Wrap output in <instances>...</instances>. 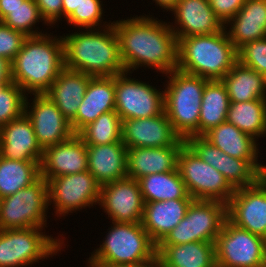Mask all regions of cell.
Returning a JSON list of instances; mask_svg holds the SVG:
<instances>
[{
	"label": "cell",
	"mask_w": 266,
	"mask_h": 267,
	"mask_svg": "<svg viewBox=\"0 0 266 267\" xmlns=\"http://www.w3.org/2000/svg\"><path fill=\"white\" fill-rule=\"evenodd\" d=\"M169 23L146 15L113 21L125 71L145 66L167 76L177 69L178 40Z\"/></svg>",
	"instance_id": "cell-1"
},
{
	"label": "cell",
	"mask_w": 266,
	"mask_h": 267,
	"mask_svg": "<svg viewBox=\"0 0 266 267\" xmlns=\"http://www.w3.org/2000/svg\"><path fill=\"white\" fill-rule=\"evenodd\" d=\"M61 37L64 67L92 77L115 76L125 71L113 22L104 29L79 30Z\"/></svg>",
	"instance_id": "cell-2"
},
{
	"label": "cell",
	"mask_w": 266,
	"mask_h": 267,
	"mask_svg": "<svg viewBox=\"0 0 266 267\" xmlns=\"http://www.w3.org/2000/svg\"><path fill=\"white\" fill-rule=\"evenodd\" d=\"M41 34L26 37L11 62L12 81L27 94H45L64 68L61 36ZM28 92V93H27Z\"/></svg>",
	"instance_id": "cell-3"
},
{
	"label": "cell",
	"mask_w": 266,
	"mask_h": 267,
	"mask_svg": "<svg viewBox=\"0 0 266 267\" xmlns=\"http://www.w3.org/2000/svg\"><path fill=\"white\" fill-rule=\"evenodd\" d=\"M238 62L226 29L178 39L177 69L209 80H221Z\"/></svg>",
	"instance_id": "cell-4"
},
{
	"label": "cell",
	"mask_w": 266,
	"mask_h": 267,
	"mask_svg": "<svg viewBox=\"0 0 266 267\" xmlns=\"http://www.w3.org/2000/svg\"><path fill=\"white\" fill-rule=\"evenodd\" d=\"M167 75L169 80L164 89V112L182 139L198 136L202 96L209 79L178 69Z\"/></svg>",
	"instance_id": "cell-5"
},
{
	"label": "cell",
	"mask_w": 266,
	"mask_h": 267,
	"mask_svg": "<svg viewBox=\"0 0 266 267\" xmlns=\"http://www.w3.org/2000/svg\"><path fill=\"white\" fill-rule=\"evenodd\" d=\"M105 240L91 253L87 263L141 264L157 258V245L142 223L112 221Z\"/></svg>",
	"instance_id": "cell-6"
},
{
	"label": "cell",
	"mask_w": 266,
	"mask_h": 267,
	"mask_svg": "<svg viewBox=\"0 0 266 267\" xmlns=\"http://www.w3.org/2000/svg\"><path fill=\"white\" fill-rule=\"evenodd\" d=\"M42 230L36 227L0 230V267L31 266L61 251L64 238H53Z\"/></svg>",
	"instance_id": "cell-7"
},
{
	"label": "cell",
	"mask_w": 266,
	"mask_h": 267,
	"mask_svg": "<svg viewBox=\"0 0 266 267\" xmlns=\"http://www.w3.org/2000/svg\"><path fill=\"white\" fill-rule=\"evenodd\" d=\"M227 204L217 200L193 199L185 217L159 244L215 243L224 221Z\"/></svg>",
	"instance_id": "cell-8"
},
{
	"label": "cell",
	"mask_w": 266,
	"mask_h": 267,
	"mask_svg": "<svg viewBox=\"0 0 266 267\" xmlns=\"http://www.w3.org/2000/svg\"><path fill=\"white\" fill-rule=\"evenodd\" d=\"M47 210L48 182L40 176L26 188L0 199V230L29 227L45 229Z\"/></svg>",
	"instance_id": "cell-9"
},
{
	"label": "cell",
	"mask_w": 266,
	"mask_h": 267,
	"mask_svg": "<svg viewBox=\"0 0 266 267\" xmlns=\"http://www.w3.org/2000/svg\"><path fill=\"white\" fill-rule=\"evenodd\" d=\"M177 169L193 199L217 200L227 204L235 193L226 178L187 144L179 152Z\"/></svg>",
	"instance_id": "cell-10"
},
{
	"label": "cell",
	"mask_w": 266,
	"mask_h": 267,
	"mask_svg": "<svg viewBox=\"0 0 266 267\" xmlns=\"http://www.w3.org/2000/svg\"><path fill=\"white\" fill-rule=\"evenodd\" d=\"M215 264L221 267H266V239L226 219L215 241Z\"/></svg>",
	"instance_id": "cell-11"
},
{
	"label": "cell",
	"mask_w": 266,
	"mask_h": 267,
	"mask_svg": "<svg viewBox=\"0 0 266 267\" xmlns=\"http://www.w3.org/2000/svg\"><path fill=\"white\" fill-rule=\"evenodd\" d=\"M115 75V112L121 120L155 117L164 111V91L127 75Z\"/></svg>",
	"instance_id": "cell-12"
},
{
	"label": "cell",
	"mask_w": 266,
	"mask_h": 267,
	"mask_svg": "<svg viewBox=\"0 0 266 267\" xmlns=\"http://www.w3.org/2000/svg\"><path fill=\"white\" fill-rule=\"evenodd\" d=\"M47 182L48 206L54 205L58 217L100 202L101 185L88 170L55 177Z\"/></svg>",
	"instance_id": "cell-13"
},
{
	"label": "cell",
	"mask_w": 266,
	"mask_h": 267,
	"mask_svg": "<svg viewBox=\"0 0 266 267\" xmlns=\"http://www.w3.org/2000/svg\"><path fill=\"white\" fill-rule=\"evenodd\" d=\"M227 219L266 239V176L255 185L235 190L227 203Z\"/></svg>",
	"instance_id": "cell-14"
},
{
	"label": "cell",
	"mask_w": 266,
	"mask_h": 267,
	"mask_svg": "<svg viewBox=\"0 0 266 267\" xmlns=\"http://www.w3.org/2000/svg\"><path fill=\"white\" fill-rule=\"evenodd\" d=\"M98 205L113 222L140 223L145 202L139 182L127 176L101 185Z\"/></svg>",
	"instance_id": "cell-15"
},
{
	"label": "cell",
	"mask_w": 266,
	"mask_h": 267,
	"mask_svg": "<svg viewBox=\"0 0 266 267\" xmlns=\"http://www.w3.org/2000/svg\"><path fill=\"white\" fill-rule=\"evenodd\" d=\"M28 101L26 97L24 113L31 120L37 141L43 150L66 141L75 134L70 122L46 94H34L32 103Z\"/></svg>",
	"instance_id": "cell-16"
},
{
	"label": "cell",
	"mask_w": 266,
	"mask_h": 267,
	"mask_svg": "<svg viewBox=\"0 0 266 267\" xmlns=\"http://www.w3.org/2000/svg\"><path fill=\"white\" fill-rule=\"evenodd\" d=\"M185 142L204 162L218 170L235 190L255 185L263 177L249 161L225 154L203 136H189Z\"/></svg>",
	"instance_id": "cell-17"
},
{
	"label": "cell",
	"mask_w": 266,
	"mask_h": 267,
	"mask_svg": "<svg viewBox=\"0 0 266 267\" xmlns=\"http://www.w3.org/2000/svg\"><path fill=\"white\" fill-rule=\"evenodd\" d=\"M121 131V141L126 148H159L186 144L185 139L174 131L164 111L155 117L125 119L122 121Z\"/></svg>",
	"instance_id": "cell-18"
},
{
	"label": "cell",
	"mask_w": 266,
	"mask_h": 267,
	"mask_svg": "<svg viewBox=\"0 0 266 267\" xmlns=\"http://www.w3.org/2000/svg\"><path fill=\"white\" fill-rule=\"evenodd\" d=\"M175 16V27L169 24L177 40L184 37L215 34L225 29L209 0H178L170 10ZM177 27V28H176Z\"/></svg>",
	"instance_id": "cell-19"
},
{
	"label": "cell",
	"mask_w": 266,
	"mask_h": 267,
	"mask_svg": "<svg viewBox=\"0 0 266 267\" xmlns=\"http://www.w3.org/2000/svg\"><path fill=\"white\" fill-rule=\"evenodd\" d=\"M87 145L78 134L68 140L49 146L43 150L40 176L47 181L62 175H70L88 170Z\"/></svg>",
	"instance_id": "cell-20"
},
{
	"label": "cell",
	"mask_w": 266,
	"mask_h": 267,
	"mask_svg": "<svg viewBox=\"0 0 266 267\" xmlns=\"http://www.w3.org/2000/svg\"><path fill=\"white\" fill-rule=\"evenodd\" d=\"M0 156L17 161L42 160L43 149L25 113L0 127Z\"/></svg>",
	"instance_id": "cell-21"
},
{
	"label": "cell",
	"mask_w": 266,
	"mask_h": 267,
	"mask_svg": "<svg viewBox=\"0 0 266 267\" xmlns=\"http://www.w3.org/2000/svg\"><path fill=\"white\" fill-rule=\"evenodd\" d=\"M110 111H115V76H91L76 117L70 122L72 130L78 134L101 114Z\"/></svg>",
	"instance_id": "cell-22"
},
{
	"label": "cell",
	"mask_w": 266,
	"mask_h": 267,
	"mask_svg": "<svg viewBox=\"0 0 266 267\" xmlns=\"http://www.w3.org/2000/svg\"><path fill=\"white\" fill-rule=\"evenodd\" d=\"M203 137L225 154L249 161L263 176H266V165L257 162L258 140L242 132L235 125L225 121L210 129Z\"/></svg>",
	"instance_id": "cell-23"
},
{
	"label": "cell",
	"mask_w": 266,
	"mask_h": 267,
	"mask_svg": "<svg viewBox=\"0 0 266 267\" xmlns=\"http://www.w3.org/2000/svg\"><path fill=\"white\" fill-rule=\"evenodd\" d=\"M88 171L100 185L127 177V148L122 141L87 145Z\"/></svg>",
	"instance_id": "cell-24"
},
{
	"label": "cell",
	"mask_w": 266,
	"mask_h": 267,
	"mask_svg": "<svg viewBox=\"0 0 266 267\" xmlns=\"http://www.w3.org/2000/svg\"><path fill=\"white\" fill-rule=\"evenodd\" d=\"M225 29L237 50L249 42L266 38V0H246L225 24Z\"/></svg>",
	"instance_id": "cell-25"
},
{
	"label": "cell",
	"mask_w": 266,
	"mask_h": 267,
	"mask_svg": "<svg viewBox=\"0 0 266 267\" xmlns=\"http://www.w3.org/2000/svg\"><path fill=\"white\" fill-rule=\"evenodd\" d=\"M182 147L127 148V176L138 181L147 175L177 170Z\"/></svg>",
	"instance_id": "cell-26"
},
{
	"label": "cell",
	"mask_w": 266,
	"mask_h": 267,
	"mask_svg": "<svg viewBox=\"0 0 266 267\" xmlns=\"http://www.w3.org/2000/svg\"><path fill=\"white\" fill-rule=\"evenodd\" d=\"M193 199H171L145 203L142 226L158 245L185 217Z\"/></svg>",
	"instance_id": "cell-27"
},
{
	"label": "cell",
	"mask_w": 266,
	"mask_h": 267,
	"mask_svg": "<svg viewBox=\"0 0 266 267\" xmlns=\"http://www.w3.org/2000/svg\"><path fill=\"white\" fill-rule=\"evenodd\" d=\"M90 77L86 73L64 67L45 93L69 122L76 117Z\"/></svg>",
	"instance_id": "cell-28"
},
{
	"label": "cell",
	"mask_w": 266,
	"mask_h": 267,
	"mask_svg": "<svg viewBox=\"0 0 266 267\" xmlns=\"http://www.w3.org/2000/svg\"><path fill=\"white\" fill-rule=\"evenodd\" d=\"M157 259L159 267H212L215 264V243L158 244Z\"/></svg>",
	"instance_id": "cell-29"
},
{
	"label": "cell",
	"mask_w": 266,
	"mask_h": 267,
	"mask_svg": "<svg viewBox=\"0 0 266 267\" xmlns=\"http://www.w3.org/2000/svg\"><path fill=\"white\" fill-rule=\"evenodd\" d=\"M230 102L266 99L265 76L237 62L221 79Z\"/></svg>",
	"instance_id": "cell-30"
},
{
	"label": "cell",
	"mask_w": 266,
	"mask_h": 267,
	"mask_svg": "<svg viewBox=\"0 0 266 267\" xmlns=\"http://www.w3.org/2000/svg\"><path fill=\"white\" fill-rule=\"evenodd\" d=\"M230 100L221 80H209L202 96L198 136L226 121Z\"/></svg>",
	"instance_id": "cell-31"
},
{
	"label": "cell",
	"mask_w": 266,
	"mask_h": 267,
	"mask_svg": "<svg viewBox=\"0 0 266 267\" xmlns=\"http://www.w3.org/2000/svg\"><path fill=\"white\" fill-rule=\"evenodd\" d=\"M145 203L171 199H193L177 170L147 175L138 180Z\"/></svg>",
	"instance_id": "cell-32"
},
{
	"label": "cell",
	"mask_w": 266,
	"mask_h": 267,
	"mask_svg": "<svg viewBox=\"0 0 266 267\" xmlns=\"http://www.w3.org/2000/svg\"><path fill=\"white\" fill-rule=\"evenodd\" d=\"M226 121L256 140L266 136V99L230 102Z\"/></svg>",
	"instance_id": "cell-33"
},
{
	"label": "cell",
	"mask_w": 266,
	"mask_h": 267,
	"mask_svg": "<svg viewBox=\"0 0 266 267\" xmlns=\"http://www.w3.org/2000/svg\"><path fill=\"white\" fill-rule=\"evenodd\" d=\"M41 161H17L0 156V199L15 194L40 177Z\"/></svg>",
	"instance_id": "cell-34"
},
{
	"label": "cell",
	"mask_w": 266,
	"mask_h": 267,
	"mask_svg": "<svg viewBox=\"0 0 266 267\" xmlns=\"http://www.w3.org/2000/svg\"><path fill=\"white\" fill-rule=\"evenodd\" d=\"M122 120L115 111L101 114L78 135L86 145H107L121 141Z\"/></svg>",
	"instance_id": "cell-35"
},
{
	"label": "cell",
	"mask_w": 266,
	"mask_h": 267,
	"mask_svg": "<svg viewBox=\"0 0 266 267\" xmlns=\"http://www.w3.org/2000/svg\"><path fill=\"white\" fill-rule=\"evenodd\" d=\"M39 20L44 21L35 0H24L19 6L10 10V13L1 22L29 37L43 34L42 31L39 32L32 28L37 22H40Z\"/></svg>",
	"instance_id": "cell-36"
},
{
	"label": "cell",
	"mask_w": 266,
	"mask_h": 267,
	"mask_svg": "<svg viewBox=\"0 0 266 267\" xmlns=\"http://www.w3.org/2000/svg\"><path fill=\"white\" fill-rule=\"evenodd\" d=\"M26 95L14 81L0 86V127L24 114Z\"/></svg>",
	"instance_id": "cell-37"
},
{
	"label": "cell",
	"mask_w": 266,
	"mask_h": 267,
	"mask_svg": "<svg viewBox=\"0 0 266 267\" xmlns=\"http://www.w3.org/2000/svg\"><path fill=\"white\" fill-rule=\"evenodd\" d=\"M102 2L101 0H79L78 7L67 18V23L81 29L104 28L111 25L109 22L106 24V21H104V24H101L104 12Z\"/></svg>",
	"instance_id": "cell-38"
},
{
	"label": "cell",
	"mask_w": 266,
	"mask_h": 267,
	"mask_svg": "<svg viewBox=\"0 0 266 267\" xmlns=\"http://www.w3.org/2000/svg\"><path fill=\"white\" fill-rule=\"evenodd\" d=\"M238 62L266 76V38L249 42L237 50Z\"/></svg>",
	"instance_id": "cell-39"
},
{
	"label": "cell",
	"mask_w": 266,
	"mask_h": 267,
	"mask_svg": "<svg viewBox=\"0 0 266 267\" xmlns=\"http://www.w3.org/2000/svg\"><path fill=\"white\" fill-rule=\"evenodd\" d=\"M27 36L0 22V57L12 62Z\"/></svg>",
	"instance_id": "cell-40"
},
{
	"label": "cell",
	"mask_w": 266,
	"mask_h": 267,
	"mask_svg": "<svg viewBox=\"0 0 266 267\" xmlns=\"http://www.w3.org/2000/svg\"><path fill=\"white\" fill-rule=\"evenodd\" d=\"M246 0H209L216 16L225 25L242 8Z\"/></svg>",
	"instance_id": "cell-41"
},
{
	"label": "cell",
	"mask_w": 266,
	"mask_h": 267,
	"mask_svg": "<svg viewBox=\"0 0 266 267\" xmlns=\"http://www.w3.org/2000/svg\"><path fill=\"white\" fill-rule=\"evenodd\" d=\"M62 1L63 0H35L40 10V14L44 19L43 24L52 26L62 17Z\"/></svg>",
	"instance_id": "cell-42"
},
{
	"label": "cell",
	"mask_w": 266,
	"mask_h": 267,
	"mask_svg": "<svg viewBox=\"0 0 266 267\" xmlns=\"http://www.w3.org/2000/svg\"><path fill=\"white\" fill-rule=\"evenodd\" d=\"M11 62L3 57H0V86L12 81Z\"/></svg>",
	"instance_id": "cell-43"
},
{
	"label": "cell",
	"mask_w": 266,
	"mask_h": 267,
	"mask_svg": "<svg viewBox=\"0 0 266 267\" xmlns=\"http://www.w3.org/2000/svg\"><path fill=\"white\" fill-rule=\"evenodd\" d=\"M88 267H159L158 259L141 264H104V263H88Z\"/></svg>",
	"instance_id": "cell-44"
},
{
	"label": "cell",
	"mask_w": 266,
	"mask_h": 267,
	"mask_svg": "<svg viewBox=\"0 0 266 267\" xmlns=\"http://www.w3.org/2000/svg\"><path fill=\"white\" fill-rule=\"evenodd\" d=\"M24 0H0V22Z\"/></svg>",
	"instance_id": "cell-45"
},
{
	"label": "cell",
	"mask_w": 266,
	"mask_h": 267,
	"mask_svg": "<svg viewBox=\"0 0 266 267\" xmlns=\"http://www.w3.org/2000/svg\"><path fill=\"white\" fill-rule=\"evenodd\" d=\"M79 0H63L62 1V17L67 19L78 7Z\"/></svg>",
	"instance_id": "cell-46"
},
{
	"label": "cell",
	"mask_w": 266,
	"mask_h": 267,
	"mask_svg": "<svg viewBox=\"0 0 266 267\" xmlns=\"http://www.w3.org/2000/svg\"><path fill=\"white\" fill-rule=\"evenodd\" d=\"M155 1L157 6L164 8L165 10L169 11L177 4L178 0H153Z\"/></svg>",
	"instance_id": "cell-47"
},
{
	"label": "cell",
	"mask_w": 266,
	"mask_h": 267,
	"mask_svg": "<svg viewBox=\"0 0 266 267\" xmlns=\"http://www.w3.org/2000/svg\"><path fill=\"white\" fill-rule=\"evenodd\" d=\"M212 267H221V266H219V265H217V264H214Z\"/></svg>",
	"instance_id": "cell-48"
}]
</instances>
